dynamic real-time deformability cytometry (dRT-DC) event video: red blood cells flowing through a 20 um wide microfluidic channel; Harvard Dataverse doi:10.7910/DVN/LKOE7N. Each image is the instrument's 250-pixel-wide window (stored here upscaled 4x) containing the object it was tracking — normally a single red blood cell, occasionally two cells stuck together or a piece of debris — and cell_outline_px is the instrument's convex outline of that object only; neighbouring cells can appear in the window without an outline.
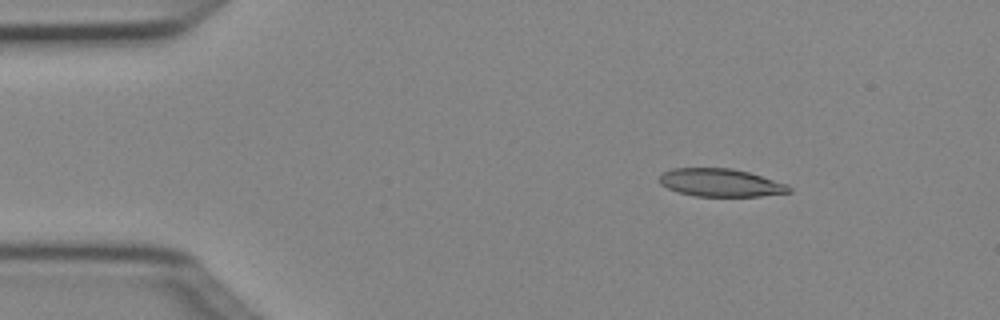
{"species": "Egyptian fruit bat (a non-hibernating species)", "species_latin": "Rousettus aegyptiacus", "temperature_condition": "cold", "stored_images_in_passage": 4, "camera_frame_rate_fps": 3000, "um_per_image_px": 0.085, "animal": {"sex": "female"}, "frame": {"image": 1, "passage_image": 2, "time_ms": 0.333, "image_size_px": [1000, 320], "cell_outline_px": [[792, 192], [760, 196], [696, 196], [676, 192], [660, 184], [660, 176], [664, 172], [672, 168], [732, 168], [748, 172], [788, 184], [792, 188]], "centroid_in_image_um": [61.27, 15.53], "position_along_channel_um": 23.7, "area_um2": 21.1}}
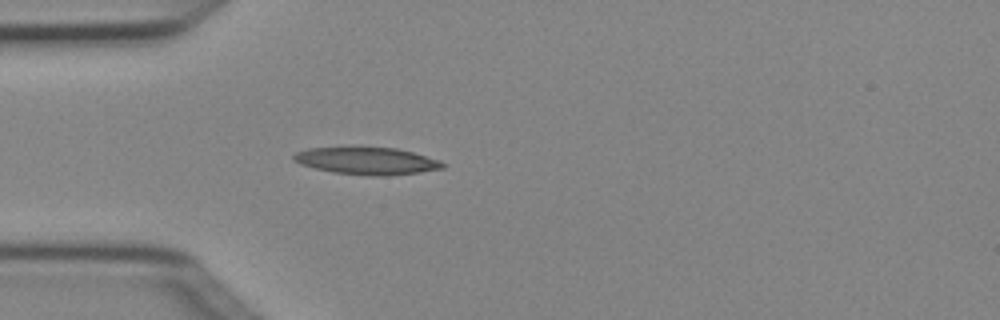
{"frame": {"image": 2, "passage_image": 4, "time_ms": 1.0, "image_size_px": [1000, 320], "cell_outline_px": [[444, 168], [420, 172], [380, 176], [372, 176], [332, 172], [300, 164], [292, 160], [292, 156], [296, 152], [308, 148], [396, 148], [412, 152], [440, 160], [444, 164]], "centroid_in_image_um": [31.17, 13.68], "position_along_channel_um": 53.8, "area_um2": 23.29}}